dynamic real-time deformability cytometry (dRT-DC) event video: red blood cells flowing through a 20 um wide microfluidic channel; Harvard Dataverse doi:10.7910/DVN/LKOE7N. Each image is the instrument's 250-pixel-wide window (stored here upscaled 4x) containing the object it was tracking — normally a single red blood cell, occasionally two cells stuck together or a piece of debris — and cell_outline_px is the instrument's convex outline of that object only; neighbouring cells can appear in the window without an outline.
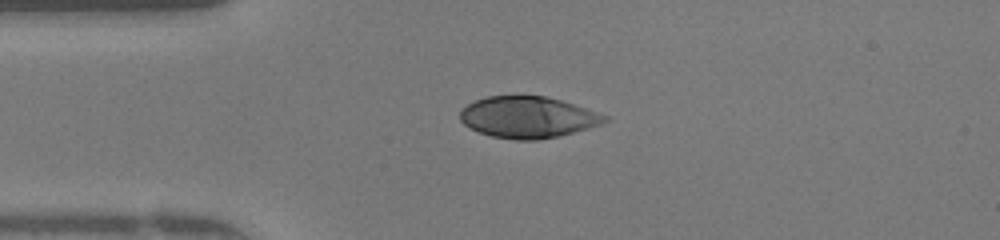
{"species": "human", "species_latin": "Homo sapiens", "temperature_condition": "warm", "stored_images_in_passage": 48, "camera_frame_rate_fps": 3000, "um_per_image_px": 0.085, "donor": {"sex": "female"}, "frame": {"image": 1, "passage_image": 11, "time_ms": 3.333, "image_size_px": [1000, 240], "cell_outline_px": [[608, 120], [600, 124], [588, 128], [560, 136], [536, 140], [512, 140], [492, 136], [468, 128], [460, 120], [460, 108], [476, 100], [488, 96], [520, 92], [544, 96], [560, 100], [608, 116]], "centroid_in_image_um": [44.8, 9.93], "position_along_channel_um": 40.2, "area_um2": 35.55}}
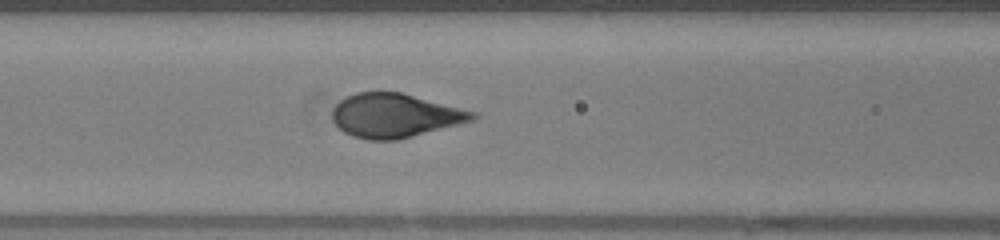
{"frame": {"image": 2, "passage_image": 19, "time_ms": 6.0, "image_size_px": [1000, 240], "cell_outline_px": [[476, 116], [472, 120], [396, 140], [368, 140], [352, 136], [344, 132], [332, 120], [332, 108], [340, 100], [356, 92], [400, 92], [476, 112]], "centroid_in_image_um": [33.5, 9.82], "position_along_channel_um": 133.1, "area_um2": 35.37}}
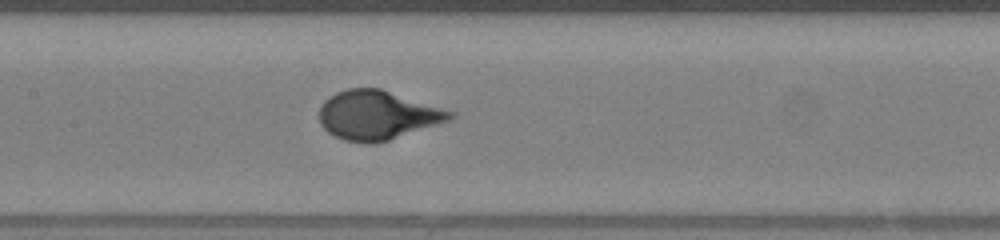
{"frame": {"image": 3, "passage_image": 22, "time_ms": 7.0, "image_size_px": [1000, 240], "cell_outline_px": [[456, 116], [448, 120], [388, 140], [372, 144], [368, 144], [344, 140], [328, 132], [320, 124], [320, 108], [324, 100], [336, 92], [348, 88], [380, 88], [456, 112]], "centroid_in_image_um": [32.06, 9.78], "position_along_channel_um": 175.3, "area_um2": 37.11}}